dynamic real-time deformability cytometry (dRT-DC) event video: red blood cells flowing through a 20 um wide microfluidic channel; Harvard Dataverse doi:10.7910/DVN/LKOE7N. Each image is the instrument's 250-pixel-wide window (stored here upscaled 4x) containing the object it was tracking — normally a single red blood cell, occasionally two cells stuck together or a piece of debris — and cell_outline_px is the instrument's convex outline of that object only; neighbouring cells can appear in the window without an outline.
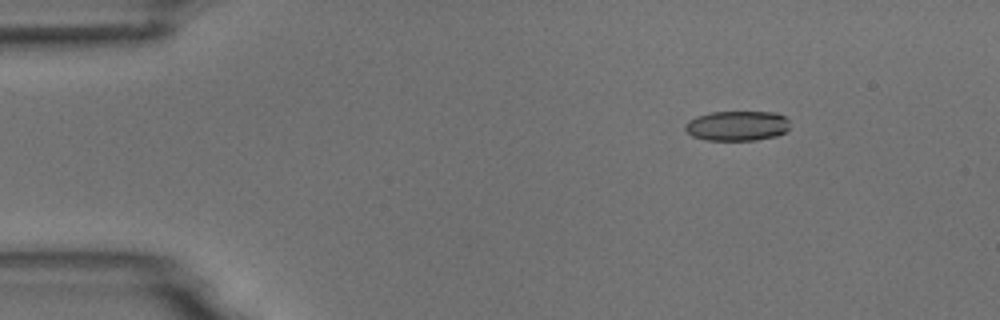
{"species": "common noctule bat (a hibernating species)", "species_latin": "Nyctalus noctula", "temperature_condition": "room temperature", "stored_images_in_passage": 6, "camera_frame_rate_fps": 3000, "um_per_image_px": 0.085, "animal": {"sex": "male", "body_mass_g": 18.8}, "frame": {"image": 1, "passage_image": 2, "time_ms": 1.333, "image_size_px": [1000, 320], "cell_outline_px": [[788, 128], [784, 132], [776, 136], [756, 140], [704, 140], [692, 136], [684, 128], [684, 124], [688, 120], [696, 116], [712, 112], [776, 112], [784, 116], [788, 120]], "centroid_in_image_um": [62.62, 10.69], "position_along_channel_um": 22.4, "area_um2": 18.32}}
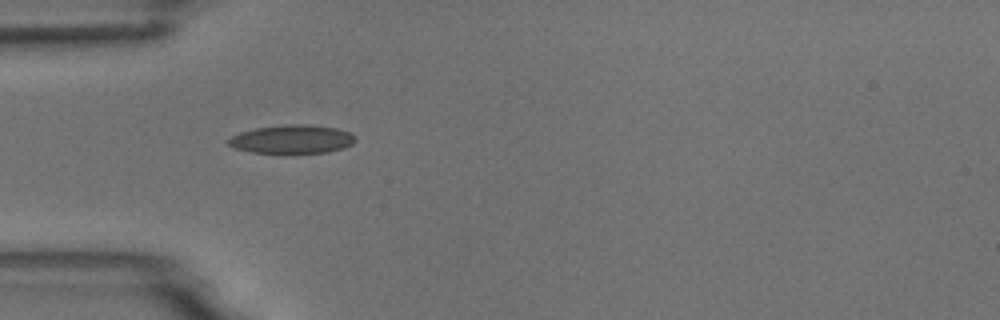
{"frame": {"image": 2, "passage_image": 4, "time_ms": 4.333, "image_size_px": [1000, 320], "cell_outline_px": [[356, 140], [352, 144], [344, 148], [328, 152], [292, 156], [252, 152], [236, 148], [228, 144], [228, 140], [232, 136], [240, 132], [256, 128], [284, 124], [308, 124], [336, 128], [352, 132], [356, 136]], "centroid_in_image_um": [24.87, 11.87], "position_along_channel_um": 60.1, "area_um2": 22.08}}